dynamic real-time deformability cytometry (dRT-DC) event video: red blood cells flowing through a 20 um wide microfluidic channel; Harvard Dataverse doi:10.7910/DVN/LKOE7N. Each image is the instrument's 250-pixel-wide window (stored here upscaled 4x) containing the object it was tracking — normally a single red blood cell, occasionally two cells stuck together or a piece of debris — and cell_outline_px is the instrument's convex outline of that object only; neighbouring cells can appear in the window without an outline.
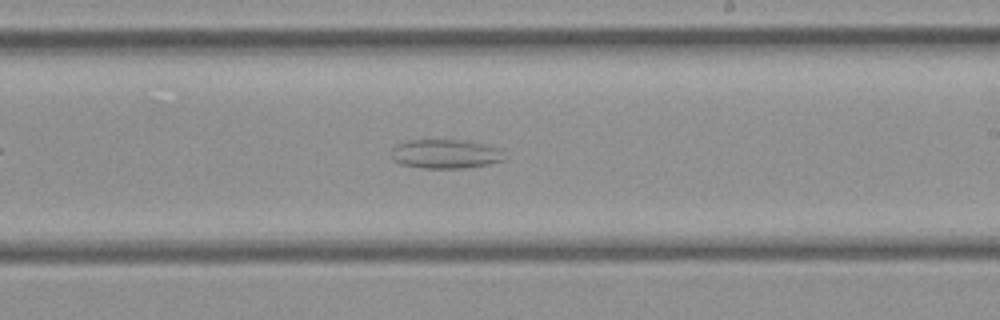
{"species": "common noctule bat (a hibernating species)", "species_latin": "Nyctalus noctula", "temperature_condition": "cold", "stored_images_in_passage": 28, "camera_frame_rate_fps": 3000, "um_per_image_px": 0.085, "animal": {"sex": "female", "body_mass_g": 21.9}, "frame": {"image": 1, "passage_image": 13, "time_ms": 4.0, "image_size_px": [1000, 320], "cell_outline_px": [[504, 160], [488, 164], [460, 168], [424, 168], [400, 164], [392, 156], [392, 148], [396, 144], [412, 140], [468, 140], [484, 144], [496, 148], [500, 152]], "centroid_in_image_um": [37.82, 13.08], "position_along_channel_um": 251.2, "area_um2": 18.84}}
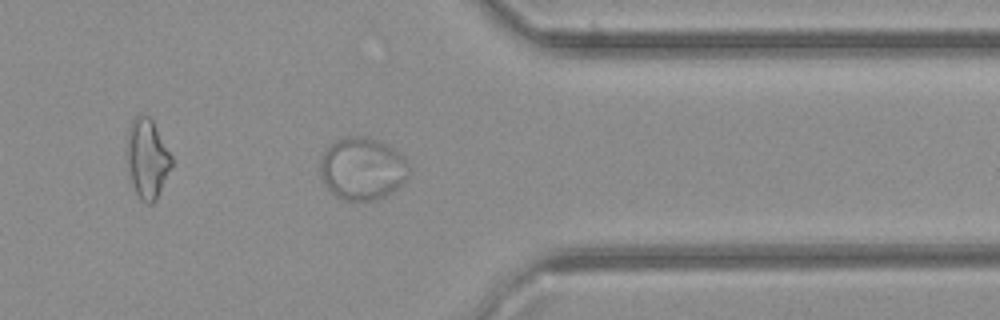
{"frame": {"image": 2, "passage_image": 20, "time_ms": 6.333, "image_size_px": [1000, 320], "cell_outline_px": [[408, 180], [404, 184], [392, 192], [376, 200], [344, 200], [336, 196], [324, 184], [320, 176], [320, 160], [328, 144], [344, 136], [368, 136], [388, 144], [404, 156], [408, 164]], "centroid_in_image_um": [30.81, 14.32], "position_along_channel_um": 380.6, "area_um2": 32.83}}